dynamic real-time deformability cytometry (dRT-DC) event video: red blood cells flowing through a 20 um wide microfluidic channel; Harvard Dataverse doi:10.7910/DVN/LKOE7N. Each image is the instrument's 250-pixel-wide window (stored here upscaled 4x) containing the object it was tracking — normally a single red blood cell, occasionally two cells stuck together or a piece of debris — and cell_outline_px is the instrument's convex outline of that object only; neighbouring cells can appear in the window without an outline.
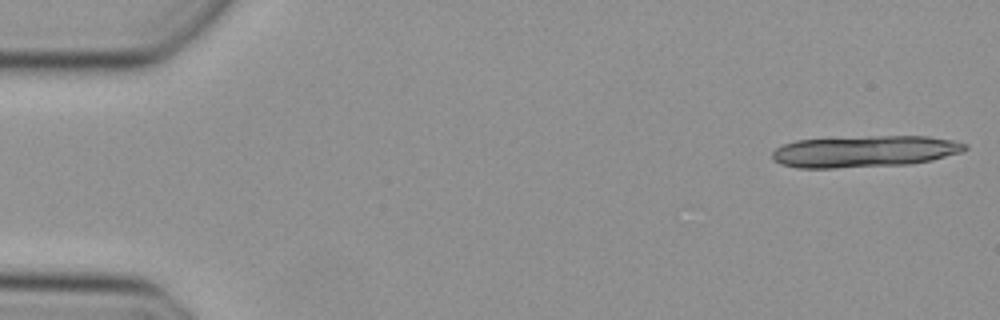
{"species": "Egyptian fruit bat (a non-hibernating species)", "species_latin": "Rousettus aegyptiacus", "temperature_condition": "cold", "stored_images_in_passage": 11, "camera_frame_rate_fps": 3000, "um_per_image_px": 0.085, "animal": {"sex": "female"}, "frame": {"image": 1, "passage_image": 1, "time_ms": 0.0, "image_size_px": [1000, 320], "cell_outline_px": [[968, 148], [960, 152], [932, 160], [908, 164], [836, 168], [800, 168], [780, 164], [772, 160], [772, 152], [776, 148], [784, 144], [796, 140], [868, 136], [928, 136], [952, 140], [968, 144]], "centroid_in_image_um": [73.47, 12.87], "position_along_channel_um": 11.5, "area_um2": 35.55}}